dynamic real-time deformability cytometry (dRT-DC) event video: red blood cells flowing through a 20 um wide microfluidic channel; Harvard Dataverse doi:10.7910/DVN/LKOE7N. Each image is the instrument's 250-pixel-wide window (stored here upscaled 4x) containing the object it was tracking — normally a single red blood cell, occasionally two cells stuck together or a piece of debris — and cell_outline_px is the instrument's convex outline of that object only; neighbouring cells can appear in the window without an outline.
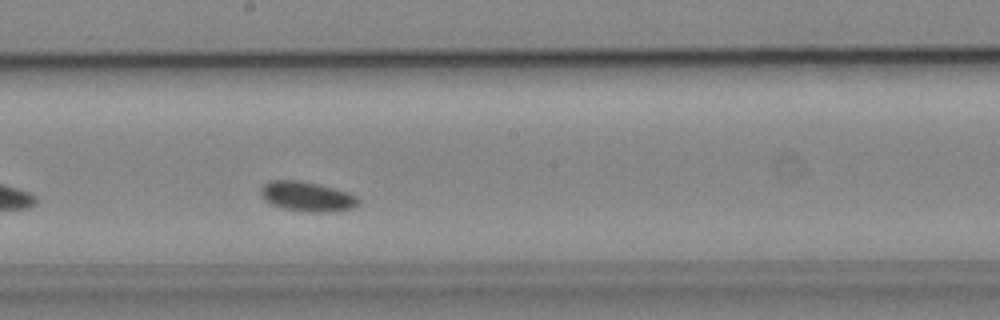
{"species": "common noctule bat (a hibernating species)", "species_latin": "Nyctalus noctula", "temperature_condition": "cold", "stored_images_in_passage": 29, "camera_frame_rate_fps": 3000, "um_per_image_px": 0.085, "animal": {"sex": "male", "body_mass_g": 19.2, "forearm_length_mm": 51.8}, "frame": {"image": 1, "passage_image": 17, "time_ms": 5.333, "image_size_px": [1000, 320], "cell_outline_px": [[360, 204], [352, 208], [328, 212], [308, 212], [284, 208], [272, 204], [264, 200], [260, 192], [260, 188], [268, 180], [296, 180], [316, 184], [348, 192], [356, 196], [360, 200]], "centroid_in_image_um": [26.09, 16.7], "position_along_channel_um": 222.1, "area_um2": 16.82}}
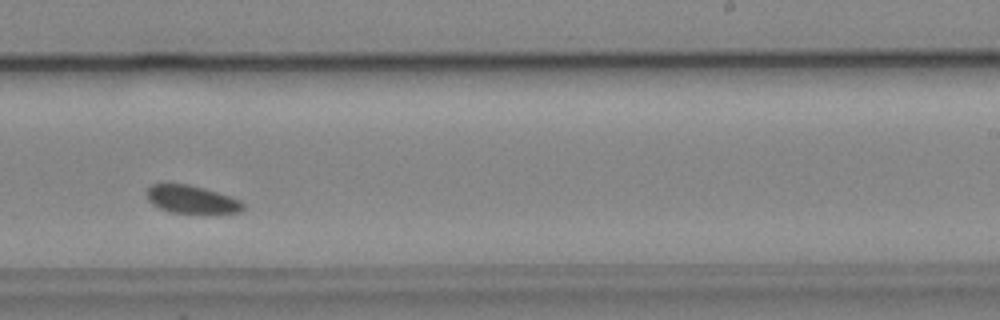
{"frame": {"image": 2, "passage_image": 21, "time_ms": 6.667, "image_size_px": [1000, 320], "cell_outline_px": [[244, 208], [240, 212], [216, 216], [204, 216], [168, 212], [152, 204], [148, 200], [144, 192], [152, 184], [188, 184], [204, 188], [240, 200], [244, 204]], "centroid_in_image_um": [16.32, 17.02], "position_along_channel_um": 272.7, "area_um2": 16.59}}